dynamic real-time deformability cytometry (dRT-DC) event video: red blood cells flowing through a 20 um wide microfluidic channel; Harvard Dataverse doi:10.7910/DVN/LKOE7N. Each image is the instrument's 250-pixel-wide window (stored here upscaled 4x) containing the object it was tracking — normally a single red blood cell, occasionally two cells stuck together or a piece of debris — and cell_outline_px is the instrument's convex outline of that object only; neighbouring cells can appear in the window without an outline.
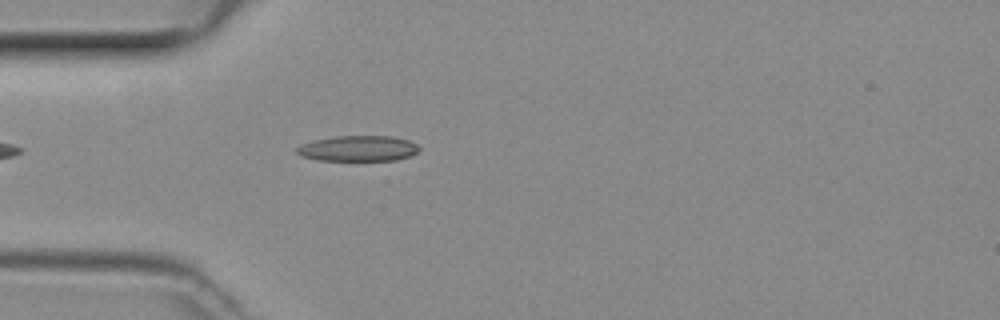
{"species": "common noctule bat (a hibernating species)", "species_latin": "Nyctalus noctula", "temperature_condition": "room temperature", "stored_images_in_passage": 35, "camera_frame_rate_fps": 3000, "um_per_image_px": 0.085, "animal": {"sex": "female", "body_mass_g": 29.2, "forearm_length_mm": 56.3}, "frame": {"image": 1, "passage_image": 1, "time_ms": 0.0, "image_size_px": [1000, 320], "cell_outline_px": [[420, 148], [416, 152], [408, 156], [396, 160], [316, 160], [300, 156], [296, 152], [296, 148], [300, 144], [316, 140], [336, 136], [392, 136], [408, 140], [416, 144]], "centroid_in_image_um": [30.41, 12.62], "position_along_channel_um": 54.6, "area_um2": 18.15}}
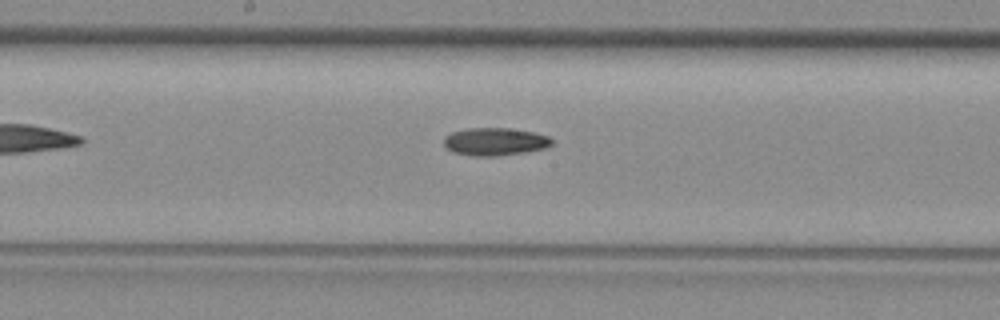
{"frame": {"image": 2, "passage_image": 12, "time_ms": 3.667, "image_size_px": [1000, 320], "cell_outline_px": [[552, 144], [544, 148], [524, 152], [496, 156], [476, 156], [452, 152], [444, 144], [444, 136], [452, 132], [468, 128], [508, 128], [532, 132], [548, 136], [552, 140]], "centroid_in_image_um": [42.04, 12.03], "position_along_channel_um": 206.2, "area_um2": 17.28}}
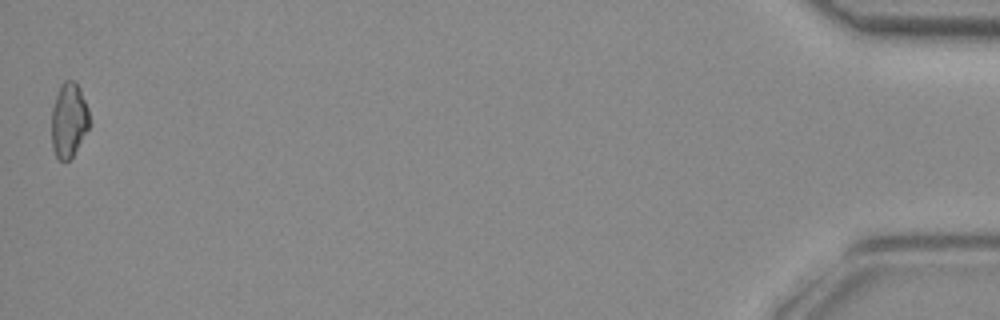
{"frame": {"image": 3, "passage_image": 35, "time_ms": 11.333, "image_size_px": [1000, 320], "cell_outline_px": [[88, 128], [72, 156], [64, 164], [56, 156], [52, 148], [52, 108], [60, 84], [64, 80], [72, 80], [80, 88], [88, 108]], "centroid_in_image_um": [5.82, 10.21], "position_along_channel_um": 429.4, "area_um2": 16.24}}